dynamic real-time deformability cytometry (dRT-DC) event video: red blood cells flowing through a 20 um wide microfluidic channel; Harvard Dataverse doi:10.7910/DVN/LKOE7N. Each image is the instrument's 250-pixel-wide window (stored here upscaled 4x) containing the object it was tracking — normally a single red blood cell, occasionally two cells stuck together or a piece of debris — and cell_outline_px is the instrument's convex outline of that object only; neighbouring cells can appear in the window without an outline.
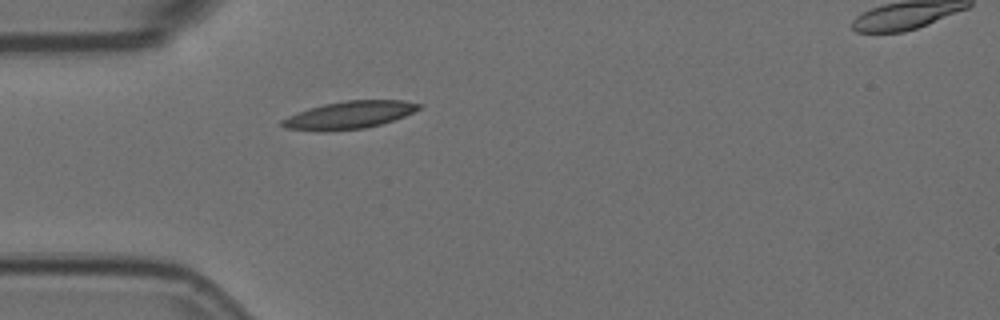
{"species": "Egyptian fruit bat (a non-hibernating species)", "species_latin": "Rousettus aegyptiacus", "temperature_condition": "room temperature", "stored_images_in_passage": 2, "camera_frame_rate_fps": 3000, "um_per_image_px": 0.085, "animal": {"sex": "female"}, "frame": {"image": 1, "passage_image": 1, "time_ms": 0.0, "image_size_px": [1000, 320], "cell_outline_px": [[424, 104], [420, 108], [404, 116], [380, 124], [364, 128], [324, 132], [316, 132], [284, 128], [280, 124], [280, 120], [288, 116], [308, 108], [324, 104], [344, 100], [404, 100]], "centroid_in_image_um": [29.64, 9.78], "position_along_channel_um": 55.4, "area_um2": 22.2}}